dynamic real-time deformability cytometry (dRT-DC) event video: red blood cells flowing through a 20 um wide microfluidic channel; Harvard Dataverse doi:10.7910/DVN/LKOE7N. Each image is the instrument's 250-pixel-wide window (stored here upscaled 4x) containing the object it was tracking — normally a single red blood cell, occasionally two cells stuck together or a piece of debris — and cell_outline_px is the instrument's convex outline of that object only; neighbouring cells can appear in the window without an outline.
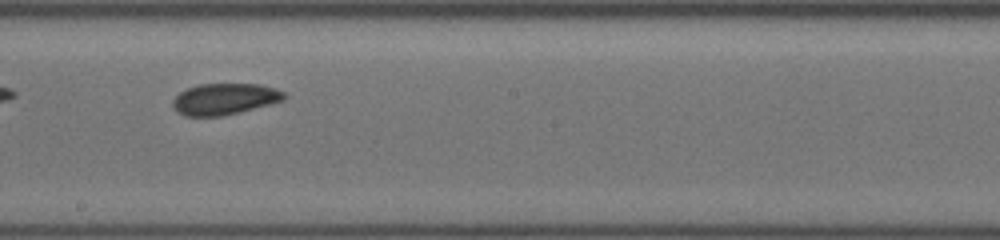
{"species": "common noctule bat (a hibernating species)", "species_latin": "Nyctalus noctula", "temperature_condition": "cold", "stored_images_in_passage": 21, "camera_frame_rate_fps": 3000, "um_per_image_px": 0.085, "animal": {"sex": "female", "body_mass_g": 19.5, "forearm_length_mm": 54.1}, "frame": {"image": 1, "passage_image": 10, "time_ms": 6.333, "image_size_px": [1000, 240], "cell_outline_px": [[288, 96], [284, 100], [240, 112], [224, 116], [184, 116], [176, 112], [172, 108], [172, 100], [180, 92], [188, 88], [200, 84], [260, 84], [284, 92]], "centroid_in_image_um": [19.06, 8.43], "position_along_channel_um": 229.1, "area_um2": 20.4}}
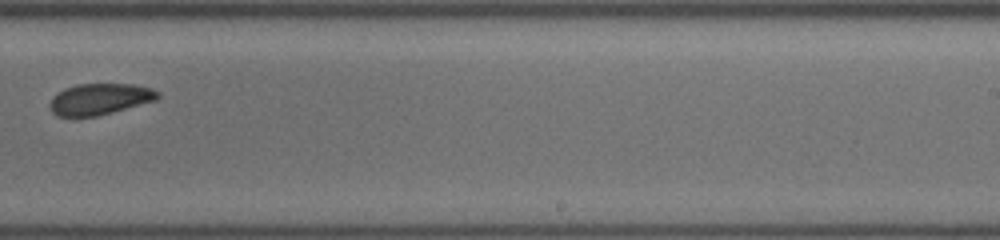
{"frame": {"image": 2, "passage_image": 12, "time_ms": 7.667, "image_size_px": [1000, 240], "cell_outline_px": [[160, 96], [156, 100], [96, 116], [56, 116], [52, 112], [48, 104], [52, 96], [64, 88], [76, 84], [132, 84], [152, 88], [160, 92]], "centroid_in_image_um": [8.45, 8.41], "position_along_channel_um": 280.5, "area_um2": 19.65}}
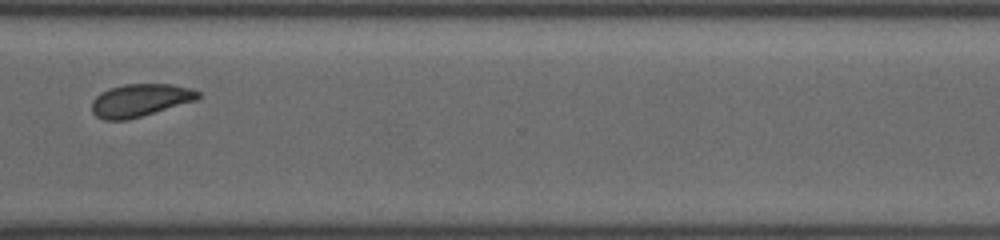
{"frame": {"image": 3, "passage_image": 15, "time_ms": 9.667, "image_size_px": [1000, 240], "cell_outline_px": [[200, 96], [196, 100], [128, 120], [104, 120], [96, 116], [92, 112], [92, 100], [100, 92], [108, 88], [124, 84], [172, 84], [188, 88], [200, 92]], "centroid_in_image_um": [11.87, 8.52], "position_along_channel_um": 358.7, "area_um2": 20.23}}